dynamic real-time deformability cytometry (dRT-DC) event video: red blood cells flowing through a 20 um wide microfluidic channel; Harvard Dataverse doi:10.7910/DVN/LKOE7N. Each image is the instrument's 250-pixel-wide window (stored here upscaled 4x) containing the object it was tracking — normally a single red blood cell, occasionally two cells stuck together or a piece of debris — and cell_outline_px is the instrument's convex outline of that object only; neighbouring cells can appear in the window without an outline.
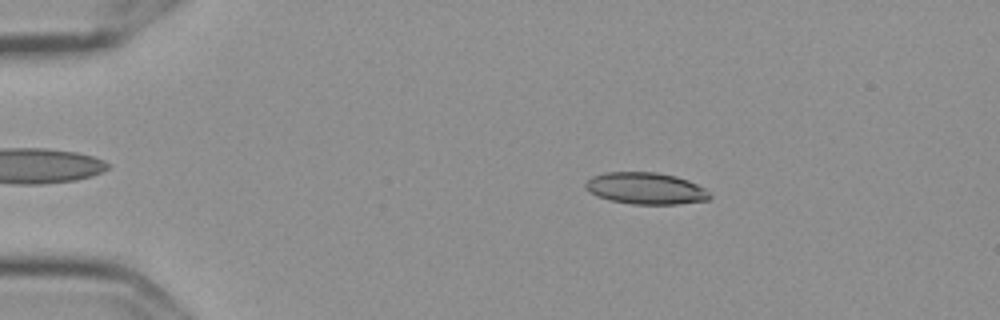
{"species": "Egyptian fruit bat (a non-hibernating species)", "species_latin": "Rousettus aegyptiacus", "temperature_condition": "cold", "stored_images_in_passage": 56, "camera_frame_rate_fps": 3000, "um_per_image_px": 0.085, "frame": {"image": 1, "passage_image": 10, "time_ms": 3.0, "image_size_px": [1000, 320], "cell_outline_px": [[712, 196], [708, 200], [676, 204], [632, 204], [608, 200], [596, 196], [584, 188], [584, 184], [592, 176], [604, 172], [656, 172], [676, 176], [688, 180], [704, 188]], "centroid_in_image_um": [54.85, 16.01], "position_along_channel_um": 30.1, "area_um2": 23.06}}
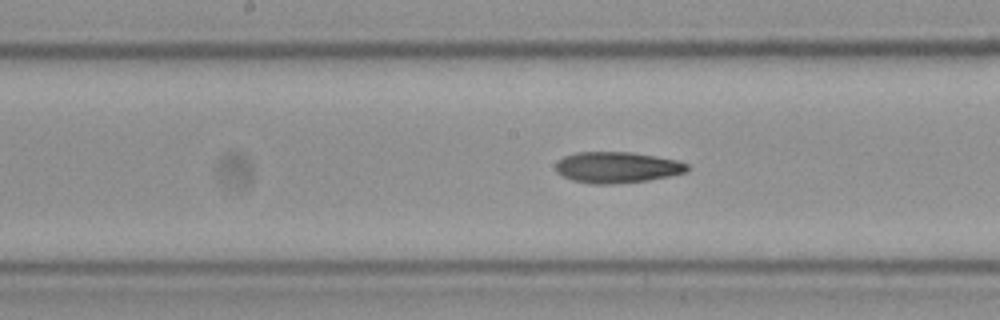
{"frame": {"image": 2, "passage_image": 29, "time_ms": 9.333, "image_size_px": [1000, 320], "cell_outline_px": [[688, 168], [684, 172], [668, 176], [648, 180], [608, 184], [592, 184], [572, 180], [556, 172], [556, 160], [564, 156], [576, 152], [632, 152], [676, 160], [688, 164]], "centroid_in_image_um": [52.39, 14.22], "position_along_channel_um": 195.8, "area_um2": 23.64}}
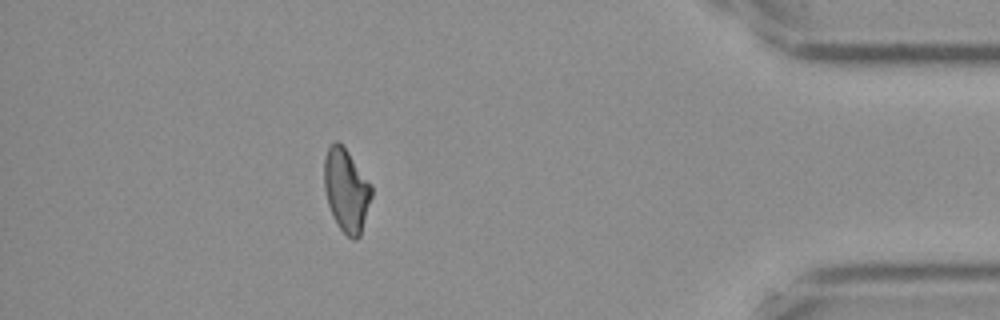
{"frame": {"image": 3, "passage_image": 50, "time_ms": 16.333, "image_size_px": [1000, 320], "cell_outline_px": [[372, 196], [360, 236], [356, 240], [352, 240], [340, 228], [328, 204], [324, 188], [324, 160], [328, 148], [336, 140], [348, 152], [372, 184]], "centroid_in_image_um": [29.45, 16.18], "position_along_channel_um": 405.7, "area_um2": 22.66}, "authors_computed_cell_mechanics": {"area_um2": 23.1778, "velocity_mm_per_s": 3.6037, "shape_relaxation_time_tau1_ms": null, "shape_relaxation_time_tau2_ms": 3.1312, "deformation_change_tau1": null, "deformation_change_tau2": 0.1113}}